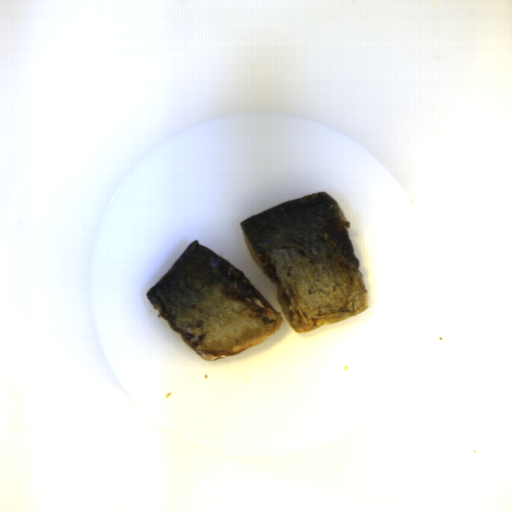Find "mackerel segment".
Returning a JSON list of instances; mask_svg holds the SVG:
<instances>
[{"label":"mackerel segment","mask_w":512,"mask_h":512,"mask_svg":"<svg viewBox=\"0 0 512 512\" xmlns=\"http://www.w3.org/2000/svg\"><path fill=\"white\" fill-rule=\"evenodd\" d=\"M278 307L299 334L356 317L369 297L348 220L326 191L288 199L239 221Z\"/></svg>","instance_id":"obj_1"},{"label":"mackerel segment","mask_w":512,"mask_h":512,"mask_svg":"<svg viewBox=\"0 0 512 512\" xmlns=\"http://www.w3.org/2000/svg\"><path fill=\"white\" fill-rule=\"evenodd\" d=\"M146 296L158 318L208 361L260 345L284 324L242 270L196 239Z\"/></svg>","instance_id":"obj_2"}]
</instances>
